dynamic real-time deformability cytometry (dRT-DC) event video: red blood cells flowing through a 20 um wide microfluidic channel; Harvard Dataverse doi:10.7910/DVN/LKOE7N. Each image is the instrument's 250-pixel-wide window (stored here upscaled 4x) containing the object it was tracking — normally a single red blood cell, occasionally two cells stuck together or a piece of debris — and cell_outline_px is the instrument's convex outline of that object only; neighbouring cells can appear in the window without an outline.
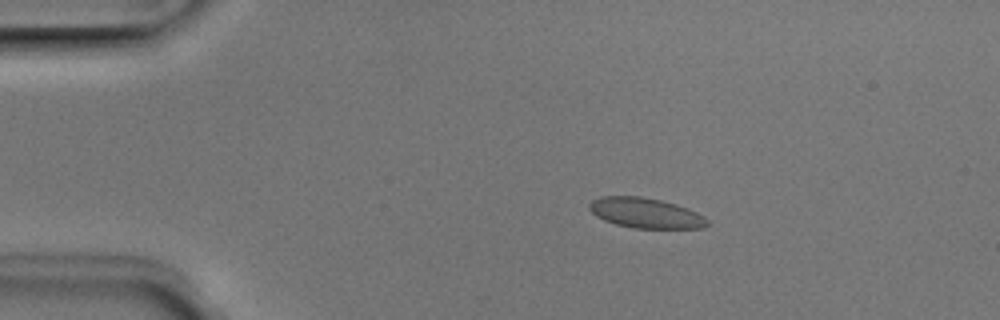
{"species": "Egyptian fruit bat (a non-hibernating species)", "species_latin": "Rousettus aegyptiacus", "temperature_condition": "room temperature", "stored_images_in_passage": 5, "camera_frame_rate_fps": 3000, "um_per_image_px": 0.085, "animal": {"sex": "male"}, "frame": {"image": 1, "passage_image": 3, "time_ms": 0.667, "image_size_px": [1000, 320], "cell_outline_px": [[708, 224], [704, 228], [632, 228], [616, 224], [604, 220], [596, 216], [588, 208], [588, 204], [592, 200], [600, 196], [640, 196], [660, 200], [676, 204], [688, 208], [704, 216], [708, 220]], "centroid_in_image_um": [54.86, 18.1], "position_along_channel_um": 30.1, "area_um2": 20.81}}
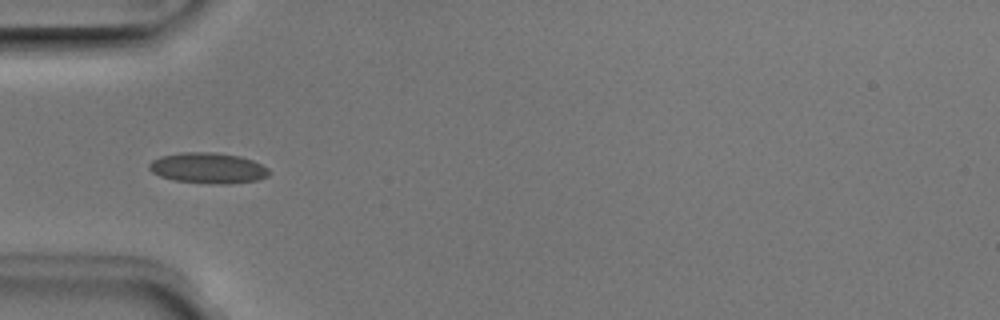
{"frame": {"image": 2, "passage_image": 5, "time_ms": 1.333, "image_size_px": [1000, 320], "cell_outline_px": [[268, 176], [256, 180], [228, 184], [216, 184], [176, 180], [160, 176], [152, 172], [148, 168], [148, 164], [152, 160], [160, 156], [184, 152], [212, 152], [240, 156], [252, 160], [268, 168]], "centroid_in_image_um": [17.66, 14.28], "position_along_channel_um": 67.3, "area_um2": 21.27}}